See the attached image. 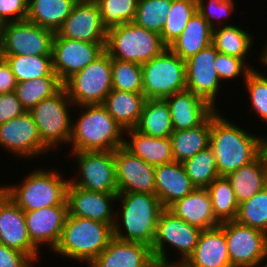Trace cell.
Returning a JSON list of instances; mask_svg holds the SVG:
<instances>
[{"label": "cell", "instance_id": "33", "mask_svg": "<svg viewBox=\"0 0 267 267\" xmlns=\"http://www.w3.org/2000/svg\"><path fill=\"white\" fill-rule=\"evenodd\" d=\"M136 129L153 137L169 138L174 130L166 100L146 99Z\"/></svg>", "mask_w": 267, "mask_h": 267}, {"label": "cell", "instance_id": "22", "mask_svg": "<svg viewBox=\"0 0 267 267\" xmlns=\"http://www.w3.org/2000/svg\"><path fill=\"white\" fill-rule=\"evenodd\" d=\"M154 264L150 246L113 237L88 267H152Z\"/></svg>", "mask_w": 267, "mask_h": 267}, {"label": "cell", "instance_id": "30", "mask_svg": "<svg viewBox=\"0 0 267 267\" xmlns=\"http://www.w3.org/2000/svg\"><path fill=\"white\" fill-rule=\"evenodd\" d=\"M145 100L143 93L112 89L102 105L124 130H128L138 125Z\"/></svg>", "mask_w": 267, "mask_h": 267}, {"label": "cell", "instance_id": "49", "mask_svg": "<svg viewBox=\"0 0 267 267\" xmlns=\"http://www.w3.org/2000/svg\"><path fill=\"white\" fill-rule=\"evenodd\" d=\"M24 253L0 244V267H35Z\"/></svg>", "mask_w": 267, "mask_h": 267}, {"label": "cell", "instance_id": "28", "mask_svg": "<svg viewBox=\"0 0 267 267\" xmlns=\"http://www.w3.org/2000/svg\"><path fill=\"white\" fill-rule=\"evenodd\" d=\"M230 181L239 204L249 200L267 186V160L262 153L256 160L229 173Z\"/></svg>", "mask_w": 267, "mask_h": 267}, {"label": "cell", "instance_id": "15", "mask_svg": "<svg viewBox=\"0 0 267 267\" xmlns=\"http://www.w3.org/2000/svg\"><path fill=\"white\" fill-rule=\"evenodd\" d=\"M105 43H88L60 37L56 32L52 46V67L64 83L97 59L105 50Z\"/></svg>", "mask_w": 267, "mask_h": 267}, {"label": "cell", "instance_id": "14", "mask_svg": "<svg viewBox=\"0 0 267 267\" xmlns=\"http://www.w3.org/2000/svg\"><path fill=\"white\" fill-rule=\"evenodd\" d=\"M0 147L20 159L31 160L33 157L50 153L42 142L37 126L29 111L23 115L0 124Z\"/></svg>", "mask_w": 267, "mask_h": 267}, {"label": "cell", "instance_id": "48", "mask_svg": "<svg viewBox=\"0 0 267 267\" xmlns=\"http://www.w3.org/2000/svg\"><path fill=\"white\" fill-rule=\"evenodd\" d=\"M26 109L23 107L14 91L0 94V124L23 115Z\"/></svg>", "mask_w": 267, "mask_h": 267}, {"label": "cell", "instance_id": "34", "mask_svg": "<svg viewBox=\"0 0 267 267\" xmlns=\"http://www.w3.org/2000/svg\"><path fill=\"white\" fill-rule=\"evenodd\" d=\"M236 25L217 27L212 32V45L218 52L238 57L245 62L253 47L254 35Z\"/></svg>", "mask_w": 267, "mask_h": 267}, {"label": "cell", "instance_id": "35", "mask_svg": "<svg viewBox=\"0 0 267 267\" xmlns=\"http://www.w3.org/2000/svg\"><path fill=\"white\" fill-rule=\"evenodd\" d=\"M215 219L221 224L235 221L239 203L230 181L226 176H219L208 187Z\"/></svg>", "mask_w": 267, "mask_h": 267}, {"label": "cell", "instance_id": "54", "mask_svg": "<svg viewBox=\"0 0 267 267\" xmlns=\"http://www.w3.org/2000/svg\"><path fill=\"white\" fill-rule=\"evenodd\" d=\"M3 59L2 40L0 38V61Z\"/></svg>", "mask_w": 267, "mask_h": 267}, {"label": "cell", "instance_id": "23", "mask_svg": "<svg viewBox=\"0 0 267 267\" xmlns=\"http://www.w3.org/2000/svg\"><path fill=\"white\" fill-rule=\"evenodd\" d=\"M173 130L192 129L201 125L216 109L199 95L184 90L165 98Z\"/></svg>", "mask_w": 267, "mask_h": 267}, {"label": "cell", "instance_id": "13", "mask_svg": "<svg viewBox=\"0 0 267 267\" xmlns=\"http://www.w3.org/2000/svg\"><path fill=\"white\" fill-rule=\"evenodd\" d=\"M225 233L232 267H257L267 261V234L236 221L219 225Z\"/></svg>", "mask_w": 267, "mask_h": 267}, {"label": "cell", "instance_id": "26", "mask_svg": "<svg viewBox=\"0 0 267 267\" xmlns=\"http://www.w3.org/2000/svg\"><path fill=\"white\" fill-rule=\"evenodd\" d=\"M177 218L201 230L220 225L212 211V203L207 188H195L183 199L177 200L169 208Z\"/></svg>", "mask_w": 267, "mask_h": 267}, {"label": "cell", "instance_id": "46", "mask_svg": "<svg viewBox=\"0 0 267 267\" xmlns=\"http://www.w3.org/2000/svg\"><path fill=\"white\" fill-rule=\"evenodd\" d=\"M250 63L247 64L244 60L227 55L221 52H217L216 60L214 63V67L217 71V74L222 83V80L226 81H233L235 78H240L243 76V79H246L248 74L255 69V66H250ZM242 75V76H241Z\"/></svg>", "mask_w": 267, "mask_h": 267}, {"label": "cell", "instance_id": "41", "mask_svg": "<svg viewBox=\"0 0 267 267\" xmlns=\"http://www.w3.org/2000/svg\"><path fill=\"white\" fill-rule=\"evenodd\" d=\"M235 221L267 234V186L239 204Z\"/></svg>", "mask_w": 267, "mask_h": 267}, {"label": "cell", "instance_id": "44", "mask_svg": "<svg viewBox=\"0 0 267 267\" xmlns=\"http://www.w3.org/2000/svg\"><path fill=\"white\" fill-rule=\"evenodd\" d=\"M267 73L253 69L244 81L251 107L262 122L267 123Z\"/></svg>", "mask_w": 267, "mask_h": 267}, {"label": "cell", "instance_id": "18", "mask_svg": "<svg viewBox=\"0 0 267 267\" xmlns=\"http://www.w3.org/2000/svg\"><path fill=\"white\" fill-rule=\"evenodd\" d=\"M0 244L26 254L34 264L40 259L39 250L31 241L24 210L0 188Z\"/></svg>", "mask_w": 267, "mask_h": 267}, {"label": "cell", "instance_id": "51", "mask_svg": "<svg viewBox=\"0 0 267 267\" xmlns=\"http://www.w3.org/2000/svg\"><path fill=\"white\" fill-rule=\"evenodd\" d=\"M157 267H191L186 261L173 260H157L155 261Z\"/></svg>", "mask_w": 267, "mask_h": 267}, {"label": "cell", "instance_id": "21", "mask_svg": "<svg viewBox=\"0 0 267 267\" xmlns=\"http://www.w3.org/2000/svg\"><path fill=\"white\" fill-rule=\"evenodd\" d=\"M25 222L32 243L39 249L42 246L53 251L64 227L68 206L44 207L38 210L24 211Z\"/></svg>", "mask_w": 267, "mask_h": 267}, {"label": "cell", "instance_id": "17", "mask_svg": "<svg viewBox=\"0 0 267 267\" xmlns=\"http://www.w3.org/2000/svg\"><path fill=\"white\" fill-rule=\"evenodd\" d=\"M56 33L77 41L105 43L107 28L103 25L97 2L78 0Z\"/></svg>", "mask_w": 267, "mask_h": 267}, {"label": "cell", "instance_id": "5", "mask_svg": "<svg viewBox=\"0 0 267 267\" xmlns=\"http://www.w3.org/2000/svg\"><path fill=\"white\" fill-rule=\"evenodd\" d=\"M55 170L37 168L29 172L20 184L0 188L24 211L67 205L69 178Z\"/></svg>", "mask_w": 267, "mask_h": 267}, {"label": "cell", "instance_id": "38", "mask_svg": "<svg viewBox=\"0 0 267 267\" xmlns=\"http://www.w3.org/2000/svg\"><path fill=\"white\" fill-rule=\"evenodd\" d=\"M195 188H207L219 177L213 150L210 146L182 162Z\"/></svg>", "mask_w": 267, "mask_h": 267}, {"label": "cell", "instance_id": "52", "mask_svg": "<svg viewBox=\"0 0 267 267\" xmlns=\"http://www.w3.org/2000/svg\"><path fill=\"white\" fill-rule=\"evenodd\" d=\"M267 41V40H266ZM264 47V48H263ZM262 50H261V53L259 54V61L258 62H261L262 66H266L267 68V43L265 42V45L262 46Z\"/></svg>", "mask_w": 267, "mask_h": 267}, {"label": "cell", "instance_id": "29", "mask_svg": "<svg viewBox=\"0 0 267 267\" xmlns=\"http://www.w3.org/2000/svg\"><path fill=\"white\" fill-rule=\"evenodd\" d=\"M212 32L213 29L207 21L196 11L180 36L168 48L186 61L212 44Z\"/></svg>", "mask_w": 267, "mask_h": 267}, {"label": "cell", "instance_id": "12", "mask_svg": "<svg viewBox=\"0 0 267 267\" xmlns=\"http://www.w3.org/2000/svg\"><path fill=\"white\" fill-rule=\"evenodd\" d=\"M55 32L27 20L1 24L3 56H51Z\"/></svg>", "mask_w": 267, "mask_h": 267}, {"label": "cell", "instance_id": "3", "mask_svg": "<svg viewBox=\"0 0 267 267\" xmlns=\"http://www.w3.org/2000/svg\"><path fill=\"white\" fill-rule=\"evenodd\" d=\"M80 114L72 121L71 151H115L124 145V129L102 104L77 107Z\"/></svg>", "mask_w": 267, "mask_h": 267}, {"label": "cell", "instance_id": "24", "mask_svg": "<svg viewBox=\"0 0 267 267\" xmlns=\"http://www.w3.org/2000/svg\"><path fill=\"white\" fill-rule=\"evenodd\" d=\"M154 181V193L164 209H168L195 189L183 164L176 161L155 166Z\"/></svg>", "mask_w": 267, "mask_h": 267}, {"label": "cell", "instance_id": "39", "mask_svg": "<svg viewBox=\"0 0 267 267\" xmlns=\"http://www.w3.org/2000/svg\"><path fill=\"white\" fill-rule=\"evenodd\" d=\"M196 11V0H172L170 12L160 34L167 47L180 36Z\"/></svg>", "mask_w": 267, "mask_h": 267}, {"label": "cell", "instance_id": "4", "mask_svg": "<svg viewBox=\"0 0 267 267\" xmlns=\"http://www.w3.org/2000/svg\"><path fill=\"white\" fill-rule=\"evenodd\" d=\"M113 238L111 225L88 218L67 215L53 252L58 256L89 265Z\"/></svg>", "mask_w": 267, "mask_h": 267}, {"label": "cell", "instance_id": "2", "mask_svg": "<svg viewBox=\"0 0 267 267\" xmlns=\"http://www.w3.org/2000/svg\"><path fill=\"white\" fill-rule=\"evenodd\" d=\"M117 202L121 206L115 210L113 237L151 247L158 218L164 210L155 193L120 192Z\"/></svg>", "mask_w": 267, "mask_h": 267}, {"label": "cell", "instance_id": "6", "mask_svg": "<svg viewBox=\"0 0 267 267\" xmlns=\"http://www.w3.org/2000/svg\"><path fill=\"white\" fill-rule=\"evenodd\" d=\"M166 48L160 34L132 21L107 29L104 50L111 59L142 65Z\"/></svg>", "mask_w": 267, "mask_h": 267}, {"label": "cell", "instance_id": "8", "mask_svg": "<svg viewBox=\"0 0 267 267\" xmlns=\"http://www.w3.org/2000/svg\"><path fill=\"white\" fill-rule=\"evenodd\" d=\"M146 99H165L186 90V64L168 47L141 65Z\"/></svg>", "mask_w": 267, "mask_h": 267}, {"label": "cell", "instance_id": "31", "mask_svg": "<svg viewBox=\"0 0 267 267\" xmlns=\"http://www.w3.org/2000/svg\"><path fill=\"white\" fill-rule=\"evenodd\" d=\"M210 131L211 115L195 128L174 131L170 135L174 161L182 163L206 149L210 143Z\"/></svg>", "mask_w": 267, "mask_h": 267}, {"label": "cell", "instance_id": "1", "mask_svg": "<svg viewBox=\"0 0 267 267\" xmlns=\"http://www.w3.org/2000/svg\"><path fill=\"white\" fill-rule=\"evenodd\" d=\"M216 109L211 114L210 143L219 176H227L263 153V136L255 135L228 120Z\"/></svg>", "mask_w": 267, "mask_h": 267}, {"label": "cell", "instance_id": "9", "mask_svg": "<svg viewBox=\"0 0 267 267\" xmlns=\"http://www.w3.org/2000/svg\"><path fill=\"white\" fill-rule=\"evenodd\" d=\"M63 87L74 107L102 104L112 90L110 56L104 51L84 69L69 77Z\"/></svg>", "mask_w": 267, "mask_h": 267}, {"label": "cell", "instance_id": "16", "mask_svg": "<svg viewBox=\"0 0 267 267\" xmlns=\"http://www.w3.org/2000/svg\"><path fill=\"white\" fill-rule=\"evenodd\" d=\"M217 52L211 44L185 61L186 90L199 95L215 109L222 85L214 67Z\"/></svg>", "mask_w": 267, "mask_h": 267}, {"label": "cell", "instance_id": "53", "mask_svg": "<svg viewBox=\"0 0 267 267\" xmlns=\"http://www.w3.org/2000/svg\"><path fill=\"white\" fill-rule=\"evenodd\" d=\"M263 136V154L265 155L266 157V160H267V136L264 137Z\"/></svg>", "mask_w": 267, "mask_h": 267}, {"label": "cell", "instance_id": "7", "mask_svg": "<svg viewBox=\"0 0 267 267\" xmlns=\"http://www.w3.org/2000/svg\"><path fill=\"white\" fill-rule=\"evenodd\" d=\"M71 105L67 91L62 87L52 97L43 99L31 113L42 142L54 153L58 146L69 144L72 133ZM61 144V145H60Z\"/></svg>", "mask_w": 267, "mask_h": 267}, {"label": "cell", "instance_id": "25", "mask_svg": "<svg viewBox=\"0 0 267 267\" xmlns=\"http://www.w3.org/2000/svg\"><path fill=\"white\" fill-rule=\"evenodd\" d=\"M186 262L191 267H232L224 230L220 226L202 230Z\"/></svg>", "mask_w": 267, "mask_h": 267}, {"label": "cell", "instance_id": "43", "mask_svg": "<svg viewBox=\"0 0 267 267\" xmlns=\"http://www.w3.org/2000/svg\"><path fill=\"white\" fill-rule=\"evenodd\" d=\"M99 6L103 25L109 29L134 21L138 0H95Z\"/></svg>", "mask_w": 267, "mask_h": 267}, {"label": "cell", "instance_id": "42", "mask_svg": "<svg viewBox=\"0 0 267 267\" xmlns=\"http://www.w3.org/2000/svg\"><path fill=\"white\" fill-rule=\"evenodd\" d=\"M112 89L125 92L143 93L141 65L111 59Z\"/></svg>", "mask_w": 267, "mask_h": 267}, {"label": "cell", "instance_id": "37", "mask_svg": "<svg viewBox=\"0 0 267 267\" xmlns=\"http://www.w3.org/2000/svg\"><path fill=\"white\" fill-rule=\"evenodd\" d=\"M62 87L63 83L58 77H39L17 82L14 93L26 111H30L43 99L52 97Z\"/></svg>", "mask_w": 267, "mask_h": 267}, {"label": "cell", "instance_id": "32", "mask_svg": "<svg viewBox=\"0 0 267 267\" xmlns=\"http://www.w3.org/2000/svg\"><path fill=\"white\" fill-rule=\"evenodd\" d=\"M78 0H28L27 21L57 32Z\"/></svg>", "mask_w": 267, "mask_h": 267}, {"label": "cell", "instance_id": "40", "mask_svg": "<svg viewBox=\"0 0 267 267\" xmlns=\"http://www.w3.org/2000/svg\"><path fill=\"white\" fill-rule=\"evenodd\" d=\"M171 5L172 0H138L133 22L161 34Z\"/></svg>", "mask_w": 267, "mask_h": 267}, {"label": "cell", "instance_id": "19", "mask_svg": "<svg viewBox=\"0 0 267 267\" xmlns=\"http://www.w3.org/2000/svg\"><path fill=\"white\" fill-rule=\"evenodd\" d=\"M118 193H154L155 166L132 155L123 146L114 151Z\"/></svg>", "mask_w": 267, "mask_h": 267}, {"label": "cell", "instance_id": "10", "mask_svg": "<svg viewBox=\"0 0 267 267\" xmlns=\"http://www.w3.org/2000/svg\"><path fill=\"white\" fill-rule=\"evenodd\" d=\"M201 231L177 218L168 209H164L158 218L155 237L151 245L155 261L170 260L167 254L169 247L171 250H178L180 259L178 258L177 261H186L193 253Z\"/></svg>", "mask_w": 267, "mask_h": 267}, {"label": "cell", "instance_id": "27", "mask_svg": "<svg viewBox=\"0 0 267 267\" xmlns=\"http://www.w3.org/2000/svg\"><path fill=\"white\" fill-rule=\"evenodd\" d=\"M124 137L126 138L123 147L150 165L158 166L174 161L170 137H153L141 133L136 128L125 130Z\"/></svg>", "mask_w": 267, "mask_h": 267}, {"label": "cell", "instance_id": "47", "mask_svg": "<svg viewBox=\"0 0 267 267\" xmlns=\"http://www.w3.org/2000/svg\"><path fill=\"white\" fill-rule=\"evenodd\" d=\"M28 0H0V24L27 19Z\"/></svg>", "mask_w": 267, "mask_h": 267}, {"label": "cell", "instance_id": "20", "mask_svg": "<svg viewBox=\"0 0 267 267\" xmlns=\"http://www.w3.org/2000/svg\"><path fill=\"white\" fill-rule=\"evenodd\" d=\"M117 194L89 191L69 182L66 200L68 214L101 221L113 227L115 221L113 205L117 202Z\"/></svg>", "mask_w": 267, "mask_h": 267}, {"label": "cell", "instance_id": "50", "mask_svg": "<svg viewBox=\"0 0 267 267\" xmlns=\"http://www.w3.org/2000/svg\"><path fill=\"white\" fill-rule=\"evenodd\" d=\"M16 79L9 64L3 58L0 61V94L13 92L16 87Z\"/></svg>", "mask_w": 267, "mask_h": 267}, {"label": "cell", "instance_id": "45", "mask_svg": "<svg viewBox=\"0 0 267 267\" xmlns=\"http://www.w3.org/2000/svg\"><path fill=\"white\" fill-rule=\"evenodd\" d=\"M196 1H197V11L207 21V23L210 25L212 29L230 25V23L227 22V17H229L235 11L234 8L236 3L234 0H196ZM224 19L226 20V24L223 23ZM220 21H222V23Z\"/></svg>", "mask_w": 267, "mask_h": 267}, {"label": "cell", "instance_id": "11", "mask_svg": "<svg viewBox=\"0 0 267 267\" xmlns=\"http://www.w3.org/2000/svg\"><path fill=\"white\" fill-rule=\"evenodd\" d=\"M78 164L77 177L69 182L79 188L102 192L118 193L114 151H71ZM80 176V177H79Z\"/></svg>", "mask_w": 267, "mask_h": 267}, {"label": "cell", "instance_id": "36", "mask_svg": "<svg viewBox=\"0 0 267 267\" xmlns=\"http://www.w3.org/2000/svg\"><path fill=\"white\" fill-rule=\"evenodd\" d=\"M3 58L9 64L16 82L39 77H58L53 71L52 56L15 55Z\"/></svg>", "mask_w": 267, "mask_h": 267}, {"label": "cell", "instance_id": "55", "mask_svg": "<svg viewBox=\"0 0 267 267\" xmlns=\"http://www.w3.org/2000/svg\"><path fill=\"white\" fill-rule=\"evenodd\" d=\"M260 267H267V263L266 264L265 263H261Z\"/></svg>", "mask_w": 267, "mask_h": 267}]
</instances>
